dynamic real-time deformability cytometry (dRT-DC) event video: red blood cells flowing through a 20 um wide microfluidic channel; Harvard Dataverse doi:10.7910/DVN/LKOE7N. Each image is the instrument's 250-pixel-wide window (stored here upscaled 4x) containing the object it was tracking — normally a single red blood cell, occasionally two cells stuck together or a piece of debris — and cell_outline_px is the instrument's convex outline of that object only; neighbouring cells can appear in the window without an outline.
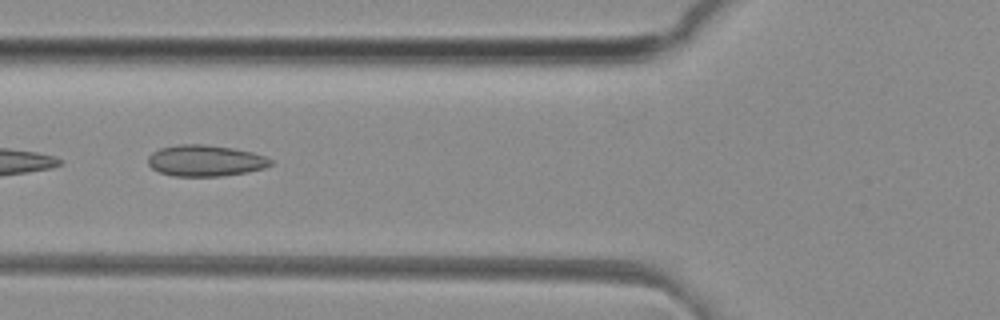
{"species": "common noctule bat (a hibernating species)", "species_latin": "Nyctalus noctula", "temperature_condition": "room temperature", "stored_images_in_passage": 20, "camera_frame_rate_fps": 3000, "um_per_image_px": 0.085, "animal": {"sex": "female", "body_mass_g": 29.2, "forearm_length_mm": 56.3}, "frame": {"image": 1, "passage_image": 9, "time_ms": 2.667, "image_size_px": [1000, 320], "cell_outline_px": [[272, 164], [264, 168], [248, 172], [220, 176], [172, 176], [160, 172], [152, 168], [148, 164], [148, 156], [152, 152], [160, 148], [176, 144], [204, 144], [232, 148], [252, 152], [264, 156], [272, 160]], "centroid_in_image_um": [17.43, 13.65], "position_along_channel_um": 108.4, "area_um2": 22.37}}